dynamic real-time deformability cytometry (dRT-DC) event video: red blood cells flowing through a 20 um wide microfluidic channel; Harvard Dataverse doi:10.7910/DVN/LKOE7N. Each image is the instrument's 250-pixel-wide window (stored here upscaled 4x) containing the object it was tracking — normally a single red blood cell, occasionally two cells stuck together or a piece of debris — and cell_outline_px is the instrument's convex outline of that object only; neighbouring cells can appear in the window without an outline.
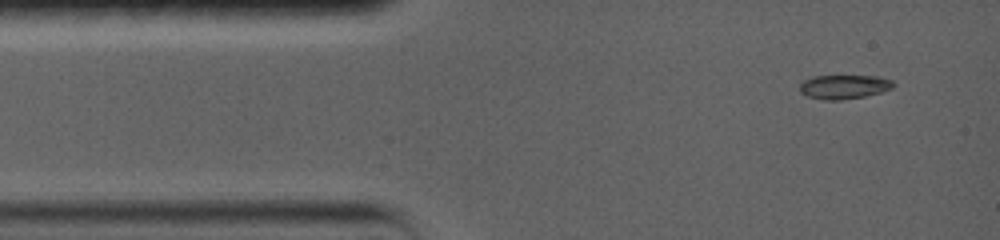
{"species": "common noctule bat (a hibernating species)", "species_latin": "Nyctalus noctula", "temperature_condition": "warm", "stored_images_in_passage": 64, "camera_frame_rate_fps": 5000, "um_per_image_px": 0.085, "animal": {"sex": "female", "body_mass_g": 19.0, "forearm_length_mm": 56.7}, "frame": {"image": 1, "passage_image": 1, "time_ms": 0.0, "image_size_px": [1000, 240], "cell_outline_px": [[896, 84], [892, 88], [880, 92], [864, 96], [840, 100], [824, 100], [808, 96], [800, 92], [800, 84], [804, 80], [812, 76], [876, 76], [892, 80]], "centroid_in_image_um": [71.74, 7.37], "position_along_channel_um": 13.3, "area_um2": 13.06}}
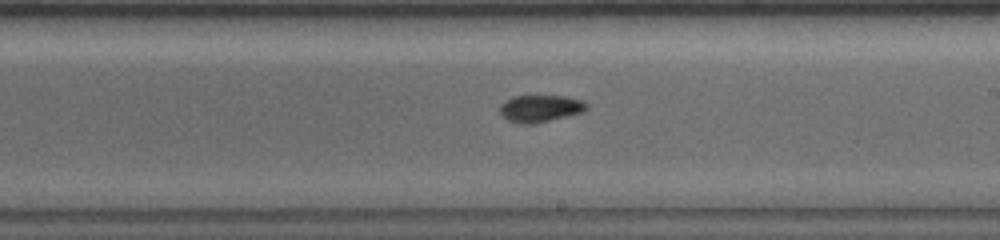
{"frame": {"image": 2, "passage_image": 28, "time_ms": 7.6, "image_size_px": [1000, 240], "cell_outline_px": [[588, 108], [584, 112], [532, 124], [520, 124], [508, 120], [500, 116], [500, 104], [504, 100], [512, 96], [568, 96], [584, 100], [588, 104]], "centroid_in_image_um": [45.92, 9.21], "position_along_channel_um": 243.1, "area_um2": 13.93}}
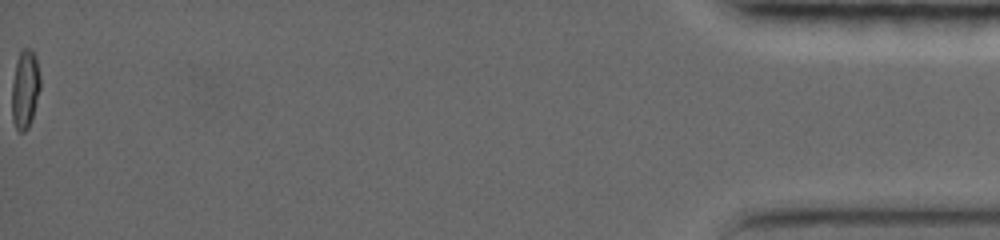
{"frame": {"image": 3, "passage_image": 64, "time_ms": 16.6, "image_size_px": [1000, 240], "cell_outline_px": [[40, 88], [32, 116], [28, 128], [24, 132], [20, 132], [16, 128], [12, 120], [12, 84], [16, 60], [20, 52], [24, 48], [32, 48], [36, 56], [40, 76]], "centroid_in_image_um": [2.12, 7.54], "position_along_channel_um": 433.1, "area_um2": 13.01}, "authors_computed_cell_mechanics": {"area_um2": 13.0628, "velocity_mm_per_s": 3.74, "shape_relaxation_time_tau1_ms": 4.0004, "shape_relaxation_time_tau2_ms": 2.205, "deformation_change_tau1": 0.1618, "deformation_change_tau2": 0.057}}